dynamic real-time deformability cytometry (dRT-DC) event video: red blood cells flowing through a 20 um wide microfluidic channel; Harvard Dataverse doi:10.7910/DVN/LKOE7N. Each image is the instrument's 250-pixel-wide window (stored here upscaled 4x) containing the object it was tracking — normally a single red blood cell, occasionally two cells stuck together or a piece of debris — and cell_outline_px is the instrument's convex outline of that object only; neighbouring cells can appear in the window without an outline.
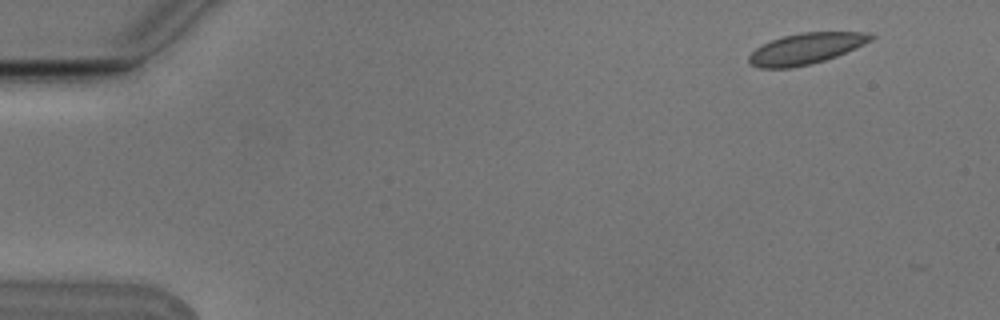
{"species": "Egyptian fruit bat (a non-hibernating species)", "species_latin": "Rousettus aegyptiacus", "temperature_condition": "cold", "stored_images_in_passage": 5, "camera_frame_rate_fps": 3000, "um_per_image_px": 0.085, "animal": {"sex": "male"}, "frame": {"image": 1, "passage_image": 1, "time_ms": 0.0, "image_size_px": [1000, 320], "cell_outline_px": [[876, 36], [872, 40], [864, 44], [836, 56], [812, 64], [792, 68], [760, 68], [752, 64], [748, 60], [748, 56], [756, 48], [772, 40], [784, 36], [800, 32], [872, 32]], "centroid_in_image_um": [68.54, 4.13], "position_along_channel_um": 16.5, "area_um2": 21.96}}